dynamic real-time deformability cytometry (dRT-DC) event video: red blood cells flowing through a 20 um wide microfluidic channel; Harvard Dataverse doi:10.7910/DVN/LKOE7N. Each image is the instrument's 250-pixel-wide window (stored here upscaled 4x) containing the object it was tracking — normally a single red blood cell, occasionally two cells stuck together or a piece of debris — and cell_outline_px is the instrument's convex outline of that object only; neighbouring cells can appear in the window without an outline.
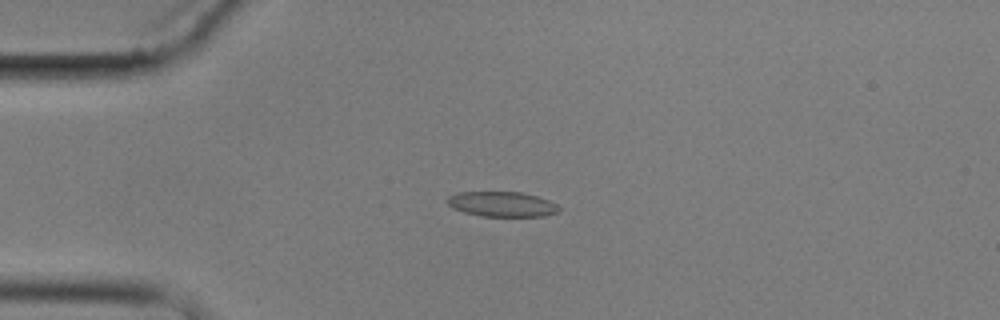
{"species": "common noctule bat (a hibernating species)", "species_latin": "Nyctalus noctula", "temperature_condition": "cold", "stored_images_in_passage": 6, "camera_frame_rate_fps": 3000, "um_per_image_px": 0.085, "animal": {"sex": "male", "body_mass_g": 17.9}, "frame": {"image": 1, "passage_image": 3, "time_ms": 3.333, "image_size_px": [1000, 320], "cell_outline_px": [[560, 208], [556, 212], [544, 216], [480, 216], [464, 212], [452, 208], [444, 200], [448, 196], [456, 192], [520, 192], [536, 196], [548, 200], [556, 204]], "centroid_in_image_um": [42.6, 17.35], "position_along_channel_um": 42.4, "area_um2": 16.3}}
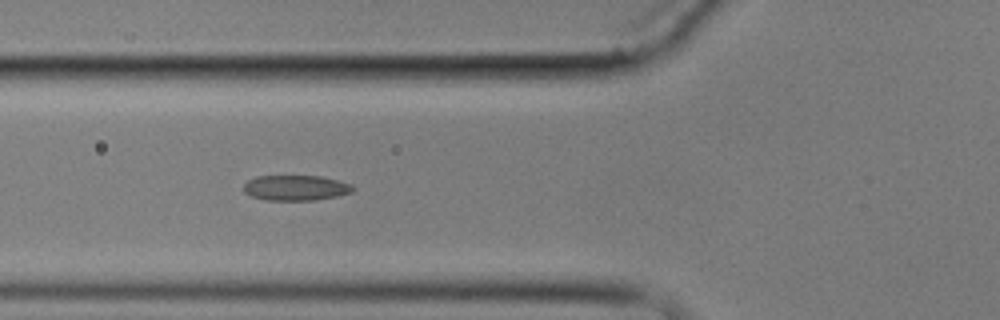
{"frame": {"image": 2, "passage_image": 5, "time_ms": 5.667, "image_size_px": [1000, 320], "cell_outline_px": [[356, 188], [352, 192], [336, 196], [312, 200], [264, 200], [252, 196], [244, 192], [244, 184], [248, 180], [256, 176], [320, 176], [352, 184]], "centroid_in_image_um": [25.13, 15.96], "position_along_channel_um": 100.7, "area_um2": 16.07}}
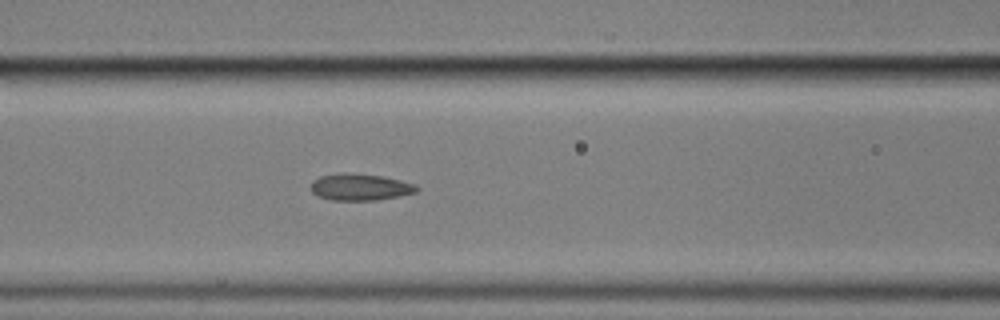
{"frame": {"image": 3, "passage_image": 6, "time_ms": 6.667, "image_size_px": [1000, 320], "cell_outline_px": [[420, 188], [416, 192], [400, 196], [376, 200], [332, 200], [320, 196], [312, 192], [312, 180], [320, 176], [344, 172], [384, 176], [400, 180], [412, 184]], "centroid_in_image_um": [30.61, 15.89], "position_along_channel_um": 136.0, "area_um2": 16.36}}